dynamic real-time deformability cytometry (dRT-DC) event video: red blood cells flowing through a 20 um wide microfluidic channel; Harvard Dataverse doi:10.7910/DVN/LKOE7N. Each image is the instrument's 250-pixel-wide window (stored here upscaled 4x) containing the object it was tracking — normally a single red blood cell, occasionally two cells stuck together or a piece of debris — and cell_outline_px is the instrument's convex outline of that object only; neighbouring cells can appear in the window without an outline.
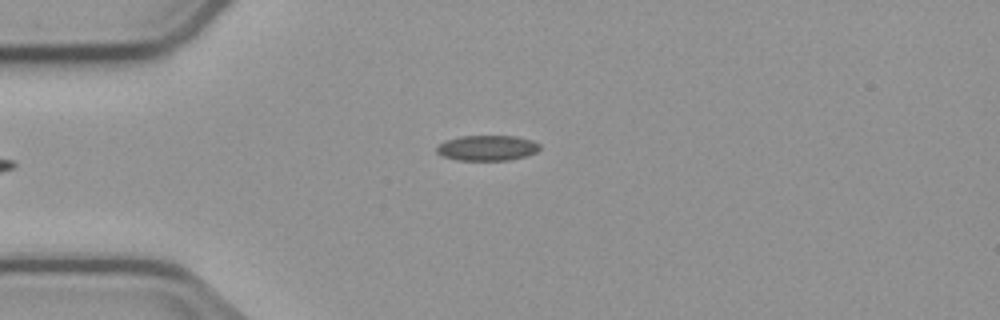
{"species": "common noctule bat (a hibernating species)", "species_latin": "Nyctalus noctula", "temperature_condition": "cold", "stored_images_in_passage": 4, "camera_frame_rate_fps": 3000, "um_per_image_px": 0.085, "animal": {"sex": "male", "body_mass_g": 23.1, "forearm_length_mm": 52.7}, "frame": {"image": 1, "passage_image": 4, "time_ms": 4.0, "image_size_px": [1000, 320], "cell_outline_px": [[540, 148], [536, 152], [528, 156], [508, 160], [456, 160], [440, 156], [436, 152], [436, 148], [444, 140], [460, 136], [516, 136], [532, 140], [540, 144]], "centroid_in_image_um": [41.4, 12.58], "position_along_channel_um": 43.6, "area_um2": 15.43}}